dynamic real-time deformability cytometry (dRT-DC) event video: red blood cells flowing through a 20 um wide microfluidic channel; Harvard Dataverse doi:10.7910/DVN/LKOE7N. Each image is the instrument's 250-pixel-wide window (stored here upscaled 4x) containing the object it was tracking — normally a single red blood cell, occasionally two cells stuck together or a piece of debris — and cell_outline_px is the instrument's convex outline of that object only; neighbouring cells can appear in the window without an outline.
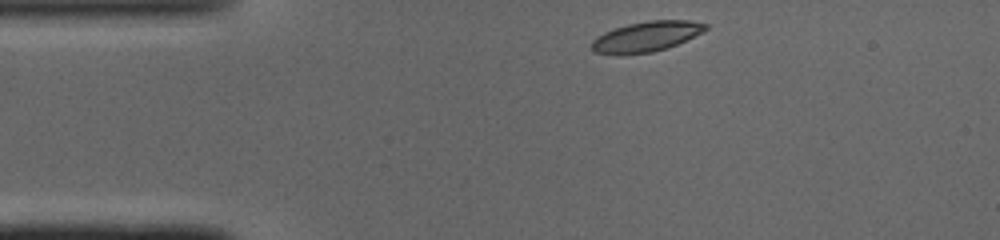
{"species": "common noctule bat (a hibernating species)", "species_latin": "Nyctalus noctula", "temperature_condition": "cold", "stored_images_in_passage": 41, "camera_frame_rate_fps": 3000, "um_per_image_px": 0.085, "animal": {"sex": "male", "body_mass_g": 19.0, "forearm_length_mm": 50.8}, "frame": {"image": 1, "passage_image": 1, "time_ms": 0.0, "image_size_px": [1000, 240], "cell_outline_px": [[708, 28], [704, 32], [676, 44], [652, 52], [620, 56], [616, 56], [596, 52], [588, 44], [596, 36], [604, 32], [628, 24], [648, 20], [692, 20], [708, 24]], "centroid_in_image_um": [54.9, 3.12], "position_along_channel_um": 30.1, "area_um2": 20.35}}
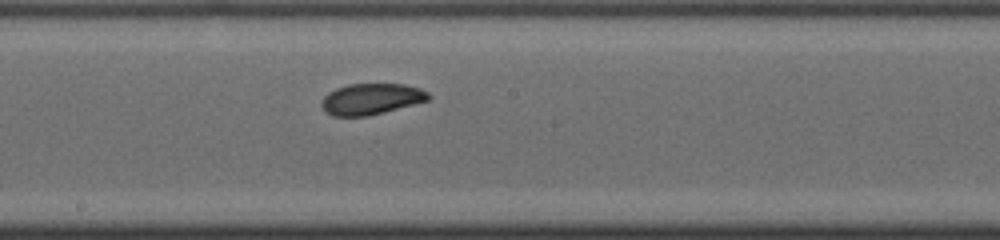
{"frame": {"image": 2, "passage_image": 18, "time_ms": 5.667, "image_size_px": [1000, 240], "cell_outline_px": [[432, 96], [428, 100], [384, 112], [368, 116], [332, 116], [324, 112], [320, 104], [324, 96], [328, 92], [336, 88], [348, 84], [404, 84], [420, 88], [428, 92]], "centroid_in_image_um": [31.52, 8.41], "position_along_channel_um": 216.7, "area_um2": 19.48}}
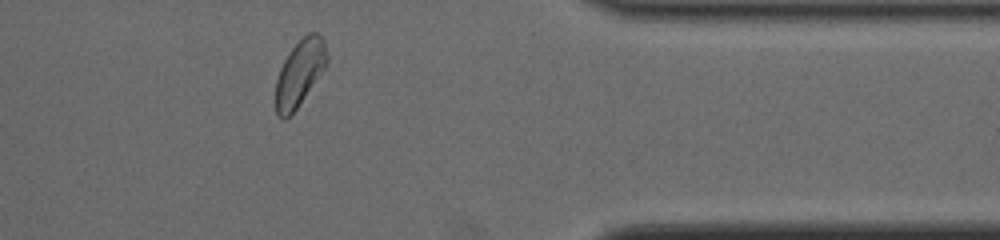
{"frame": {"image": 3, "passage_image": 32, "time_ms": 10.333, "image_size_px": [1000, 240], "cell_outline_px": [[328, 60], [324, 68], [296, 108], [284, 120], [276, 116], [276, 80], [280, 68], [288, 52], [308, 32], [316, 32], [324, 40], [328, 56]], "centroid_in_image_um": [25.46, 6.18], "position_along_channel_um": 385.9, "area_um2": 19.36}, "authors_computed_cell_mechanics": {"area_um2": 19.8254, "velocity_mm_per_s": 4.0576, "shape_relaxation_time_tau1_ms": 4.391, "shape_relaxation_time_tau2_ms": 2.7729, "deformation_change_tau1": 0.1344, "deformation_change_tau2": 0.0649}}